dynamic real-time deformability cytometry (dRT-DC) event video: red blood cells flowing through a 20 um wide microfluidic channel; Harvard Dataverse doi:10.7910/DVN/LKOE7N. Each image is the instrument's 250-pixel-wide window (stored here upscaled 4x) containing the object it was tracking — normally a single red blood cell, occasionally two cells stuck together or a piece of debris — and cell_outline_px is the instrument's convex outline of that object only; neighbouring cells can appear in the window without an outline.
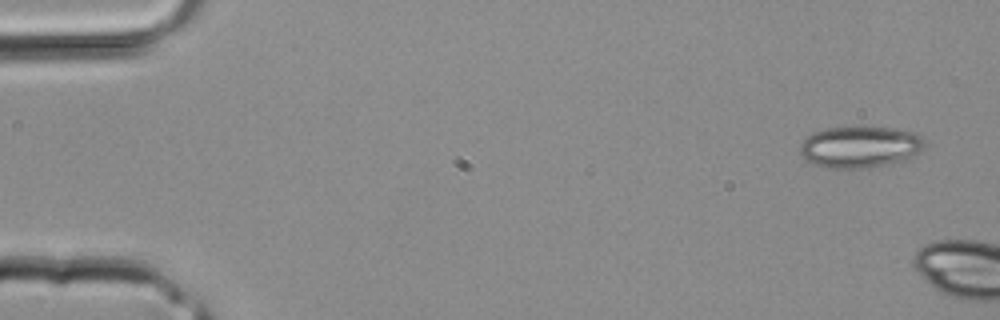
{"species": "common noctule bat (a hibernating species)", "species_latin": "Nyctalus noctula", "temperature_condition": "room temperature", "stored_images_in_passage": 4, "camera_frame_rate_fps": 3000, "um_per_image_px": 0.085, "animal": {"sex": "male", "body_mass_g": 20.4}, "frame": {"image": 1, "passage_image": 1, "time_ms": 0.0, "image_size_px": [1000, 320], "cell_outline_px": [[928, 144], [920, 152], [900, 160], [884, 164], [864, 168], [832, 168], [816, 164], [808, 160], [800, 152], [800, 144], [812, 132], [828, 128], [888, 128], [912, 132], [920, 136]], "centroid_in_image_um": [73.1, 12.48], "position_along_channel_um": 11.9, "area_um2": 29.36}}